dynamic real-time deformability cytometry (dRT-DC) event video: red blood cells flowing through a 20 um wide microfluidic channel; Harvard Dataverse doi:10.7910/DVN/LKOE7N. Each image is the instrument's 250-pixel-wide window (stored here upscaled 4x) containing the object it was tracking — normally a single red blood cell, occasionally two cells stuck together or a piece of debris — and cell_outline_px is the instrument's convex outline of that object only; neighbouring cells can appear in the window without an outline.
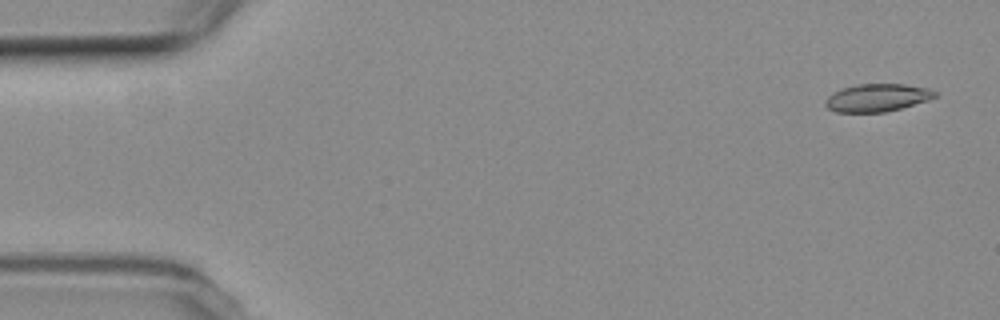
{"species": "common noctule bat (a hibernating species)", "species_latin": "Nyctalus noctula", "temperature_condition": "room temperature", "stored_images_in_passage": 4, "camera_frame_rate_fps": 3000, "um_per_image_px": 0.085, "animal": {"sex": "female", "body_mass_g": 19.3, "forearm_length_mm": 54.1}, "frame": {"image": 1, "passage_image": 1, "time_ms": 0.0, "image_size_px": [1000, 320], "cell_outline_px": [[936, 96], [928, 100], [900, 108], [884, 112], [836, 112], [828, 108], [824, 104], [824, 100], [832, 92], [840, 88], [856, 84], [904, 84], [928, 88], [936, 92]], "centroid_in_image_um": [74.51, 8.3], "position_along_channel_um": 10.5, "area_um2": 17.74}}